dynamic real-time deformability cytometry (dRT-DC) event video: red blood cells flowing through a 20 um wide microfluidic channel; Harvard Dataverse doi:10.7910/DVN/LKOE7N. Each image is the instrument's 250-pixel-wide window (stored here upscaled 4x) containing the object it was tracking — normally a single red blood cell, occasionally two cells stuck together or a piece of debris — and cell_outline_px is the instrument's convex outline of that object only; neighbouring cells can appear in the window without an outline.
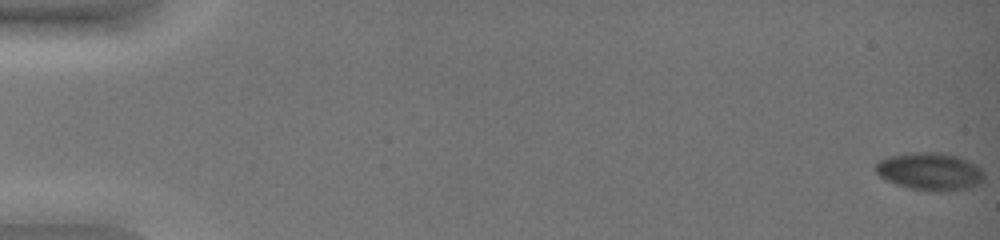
{"species": "common noctule bat (a hibernating species)", "species_latin": "Nyctalus noctula", "temperature_condition": "warm", "stored_images_in_passage": 54, "camera_frame_rate_fps": 3000, "um_per_image_px": 0.085, "animal": {"sex": "female", "body_mass_g": 19.0, "forearm_length_mm": 51.5}, "frame": {"image": 1, "passage_image": 1, "time_ms": 0.0, "image_size_px": [1000, 240], "cell_outline_px": [[984, 180], [976, 184], [964, 188], [940, 192], [928, 192], [908, 188], [884, 180], [876, 172], [876, 164], [880, 160], [892, 156], [912, 152], [936, 152], [956, 156], [976, 164], [984, 172]], "centroid_in_image_um": [79.03, 14.59], "position_along_channel_um": 6.0, "area_um2": 23.7}}
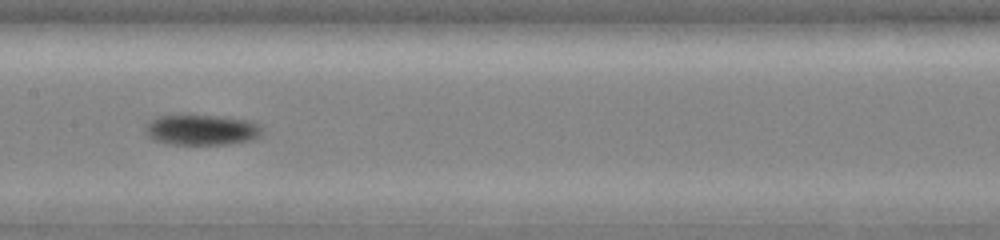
{"frame": {"image": 2, "passage_image": 31, "time_ms": 10.0, "image_size_px": [1000, 240], "cell_outline_px": [[264, 132], [256, 140], [228, 144], [168, 144], [152, 140], [144, 132], [144, 124], [152, 116], [180, 112], [188, 112], [252, 120], [260, 124], [264, 128]], "centroid_in_image_um": [17.09, 10.98], "position_along_channel_um": 190.3, "area_um2": 22.48}}
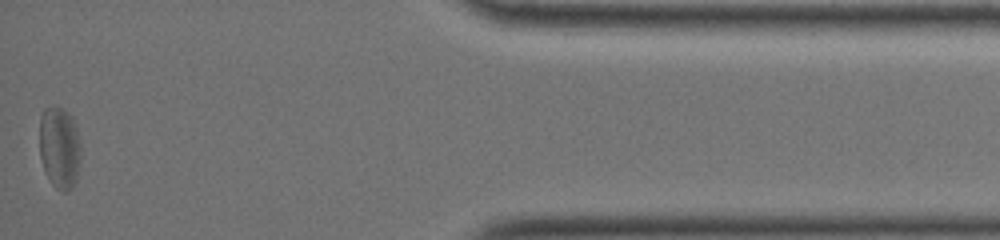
{"frame": {"image": 3, "passage_image": 54, "time_ms": 17.667, "image_size_px": [1000, 240], "cell_outline_px": [[80, 160], [76, 180], [72, 188], [68, 192], [64, 192], [56, 188], [52, 184], [44, 172], [40, 156], [40, 116], [44, 108], [64, 108], [72, 116], [76, 124], [80, 144]], "centroid_in_image_um": [5.07, 12.56], "position_along_channel_um": 430.1, "area_um2": 20.0}, "authors_computed_cell_mechanics": {"area_um2": 21.9351, "velocity_mm_per_s": 3.7198, "shape_relaxation_time_tau1_ms": 3.6548, "shape_relaxation_time_tau2_ms": null, "deformation_change_tau1": 0.0824, "deformation_change_tau2": null}}